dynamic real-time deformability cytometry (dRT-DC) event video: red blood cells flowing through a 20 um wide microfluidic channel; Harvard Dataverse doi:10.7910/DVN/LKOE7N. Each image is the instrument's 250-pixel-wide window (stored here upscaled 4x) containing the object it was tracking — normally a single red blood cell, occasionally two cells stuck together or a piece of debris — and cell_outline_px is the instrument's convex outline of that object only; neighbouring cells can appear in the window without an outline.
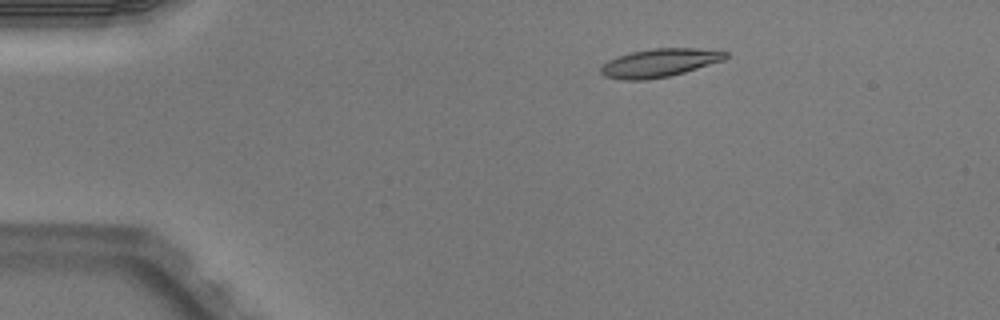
{"species": "Egyptian fruit bat (a non-hibernating species)", "species_latin": "Rousettus aegyptiacus", "temperature_condition": "warm", "stored_images_in_passage": 2, "camera_frame_rate_fps": 3000, "um_per_image_px": 0.085, "animal": {"sex": "male"}, "frame": {"image": 1, "passage_image": 1, "time_ms": 0.0, "image_size_px": [1000, 320], "cell_outline_px": [[728, 56], [724, 60], [684, 72], [668, 76], [644, 80], [624, 80], [604, 76], [600, 72], [600, 68], [608, 60], [632, 52], [652, 48], [720, 48], [728, 52]], "centroid_in_image_um": [56.13, 5.32], "position_along_channel_um": 28.9, "area_um2": 20.69}}